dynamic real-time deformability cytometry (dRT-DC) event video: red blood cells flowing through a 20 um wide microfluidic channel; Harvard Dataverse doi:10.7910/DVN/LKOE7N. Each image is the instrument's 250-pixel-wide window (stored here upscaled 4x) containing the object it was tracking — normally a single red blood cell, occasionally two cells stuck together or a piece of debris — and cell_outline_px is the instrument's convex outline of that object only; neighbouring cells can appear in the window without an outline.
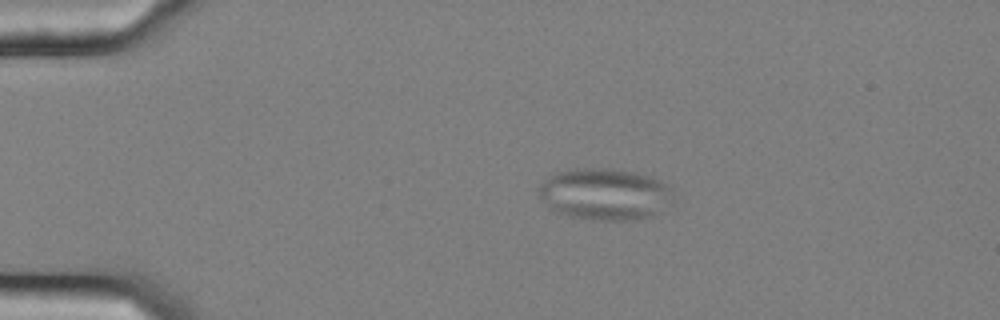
{"species": "common noctule bat (a hibernating species)", "species_latin": "Nyctalus noctula", "temperature_condition": "cold", "stored_images_in_passage": 56, "camera_frame_rate_fps": 3000, "um_per_image_px": 0.085, "animal": {"sex": "female", "body_mass_g": 25.1}, "frame": {"image": 1, "passage_image": 11, "time_ms": 3.333, "image_size_px": [1000, 320], "cell_outline_px": [[672, 188], [652, 216], [632, 220], [600, 220], [572, 216], [560, 212], [552, 208], [540, 196], [540, 184], [552, 172], [576, 168], [612, 168], [636, 172], [660, 180]], "centroid_in_image_um": [51.31, 16.45], "position_along_channel_um": 33.7, "area_um2": 39.3}}
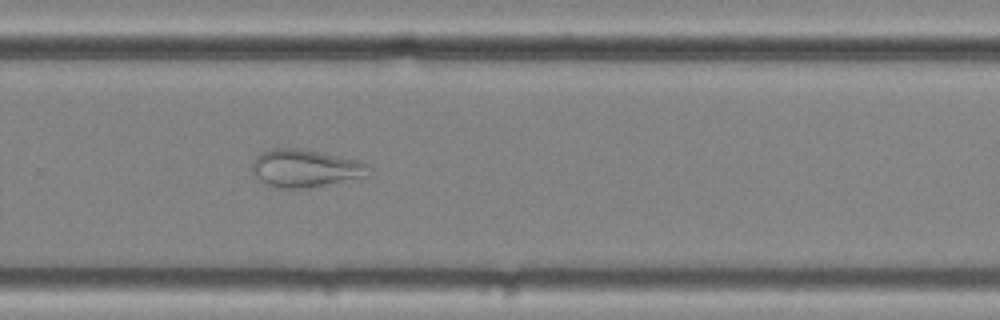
{"frame": {"image": 2, "passage_image": 38, "time_ms": 12.333, "image_size_px": [1000, 320], "cell_outline_px": [[372, 168], [368, 176], [308, 188], [272, 188], [264, 184], [252, 172], [252, 164], [256, 156], [260, 152], [272, 148], [300, 148], [360, 160], [368, 164]], "centroid_in_image_um": [25.95, 14.3], "position_along_channel_um": 303.9, "area_um2": 26.01}}
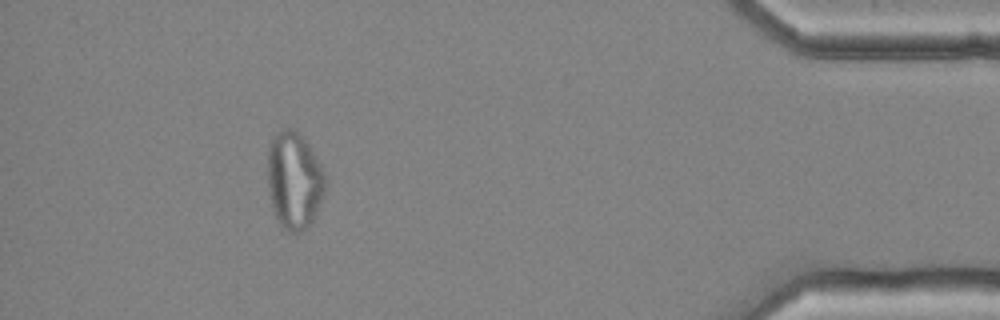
{"frame": {"image": 3, "passage_image": 51, "time_ms": 16.667, "image_size_px": [1000, 320], "cell_outline_px": [[328, 180], [324, 192], [316, 212], [312, 220], [300, 232], [288, 232], [280, 224], [272, 208], [268, 184], [268, 144], [272, 136], [276, 132], [284, 128], [292, 128], [300, 132], [308, 144], [320, 164]], "centroid_in_image_um": [25.0, 15.28], "position_along_channel_um": 410.2, "area_um2": 32.71}}